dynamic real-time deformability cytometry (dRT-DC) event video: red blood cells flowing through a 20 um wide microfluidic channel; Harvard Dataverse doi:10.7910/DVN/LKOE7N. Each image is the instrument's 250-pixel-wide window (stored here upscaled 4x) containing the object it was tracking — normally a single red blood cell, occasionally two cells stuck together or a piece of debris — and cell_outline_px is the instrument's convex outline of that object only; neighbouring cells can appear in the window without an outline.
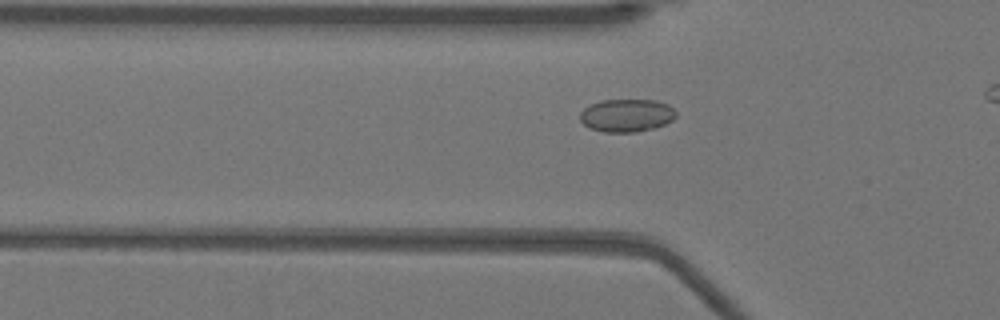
{"species": "Egyptian fruit bat (a non-hibernating species)", "species_latin": "Rousettus aegyptiacus", "temperature_condition": "warm", "stored_images_in_passage": 37, "camera_frame_rate_fps": 3000, "um_per_image_px": 0.085, "animal": {"sex": "female"}, "frame": {"image": 1, "passage_image": 11, "time_ms": 3.333, "image_size_px": [1000, 320], "cell_outline_px": [[676, 116], [672, 120], [656, 128], [636, 132], [604, 132], [592, 128], [584, 124], [580, 120], [580, 112], [584, 108], [600, 100], [656, 100], [668, 104], [676, 112]], "centroid_in_image_um": [53.28, 9.81], "position_along_channel_um": 72.5, "area_um2": 18.38}}
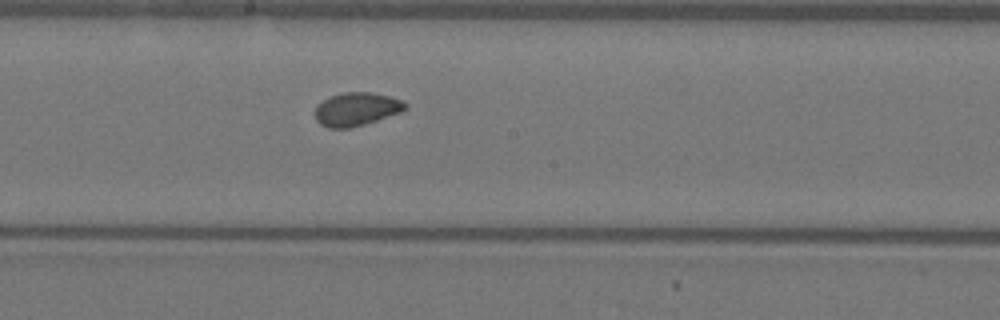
{"frame": {"image": 2, "passage_image": 22, "time_ms": 7.0, "image_size_px": [1000, 320], "cell_outline_px": [[408, 108], [400, 112], [364, 124], [348, 128], [328, 128], [320, 124], [316, 120], [316, 104], [328, 96], [344, 92], [372, 92], [392, 96], [408, 104]], "centroid_in_image_um": [30.29, 9.26], "position_along_channel_um": 217.9, "area_um2": 17.63}}
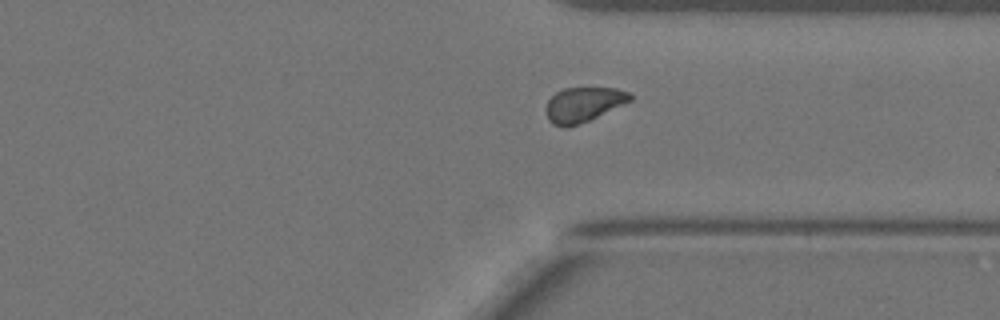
{"frame": {"image": 3, "passage_image": 33, "time_ms": 10.667, "image_size_px": [1000, 320], "cell_outline_px": [[632, 100], [580, 124], [564, 128], [552, 124], [548, 120], [544, 108], [548, 100], [556, 92], [564, 88], [616, 88], [628, 92], [632, 96]], "centroid_in_image_um": [49.54, 8.89], "position_along_channel_um": 361.9, "area_um2": 17.05}}